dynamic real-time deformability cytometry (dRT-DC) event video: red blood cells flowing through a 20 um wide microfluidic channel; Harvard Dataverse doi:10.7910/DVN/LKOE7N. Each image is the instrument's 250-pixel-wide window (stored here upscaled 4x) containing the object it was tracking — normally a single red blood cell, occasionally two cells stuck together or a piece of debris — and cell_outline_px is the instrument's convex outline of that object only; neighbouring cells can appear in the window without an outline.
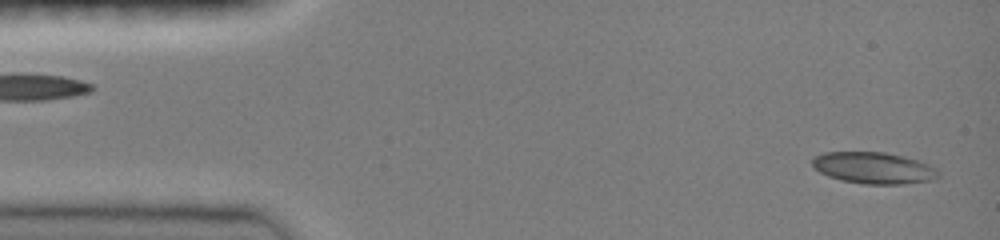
{"species": "common noctule bat (a hibernating species)", "species_latin": "Nyctalus noctula", "temperature_condition": "room temperature", "stored_images_in_passage": 5, "segment_of_instrument_passage": [2, 2], "camera_frame_rate_fps": 3000, "um_per_image_px": 0.085, "animal": {"sex": "female", "body_mass_g": 19.0, "forearm_length_mm": 51.5}, "frame": {"image": 1, "passage_image": 5, "time_ms": 2.333, "image_size_px": [1000, 240], "cell_outline_px": [[936, 176], [928, 180], [904, 184], [864, 184], [844, 180], [828, 176], [820, 172], [812, 164], [812, 156], [824, 152], [884, 152], [904, 156], [920, 160], [936, 168]], "centroid_in_image_um": [74.22, 14.25], "position_along_channel_um": 10.8, "area_um2": 22.95}}